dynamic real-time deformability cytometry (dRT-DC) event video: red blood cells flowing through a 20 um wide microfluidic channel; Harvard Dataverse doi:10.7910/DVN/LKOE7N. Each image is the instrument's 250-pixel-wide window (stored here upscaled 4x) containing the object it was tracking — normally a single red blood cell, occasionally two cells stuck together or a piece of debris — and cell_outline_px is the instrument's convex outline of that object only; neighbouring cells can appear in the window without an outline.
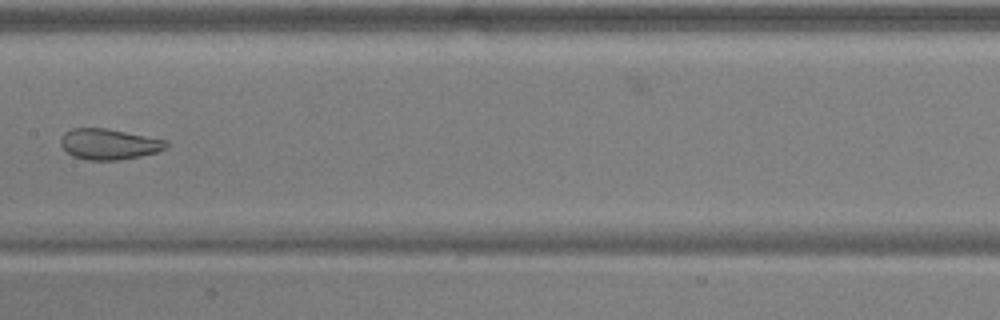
{"species": "common noctule bat (a hibernating species)", "species_latin": "Nyctalus noctula", "temperature_condition": "warm", "stored_images_in_passage": 8, "camera_frame_rate_fps": 3000, "um_per_image_px": 0.085, "animal": {"sex": "male", "body_mass_g": 17.9, "forearm_length_mm": 54.2}, "frame": {"image": 1, "passage_image": 7, "time_ms": 2.0, "image_size_px": [1000, 320], "cell_outline_px": [[168, 148], [156, 152], [140, 156], [116, 160], [88, 160], [72, 156], [60, 144], [60, 136], [64, 132], [72, 128], [104, 128], [168, 140]], "centroid_in_image_um": [9.25, 12.25], "position_along_channel_um": 198.1, "area_um2": 18.9}}